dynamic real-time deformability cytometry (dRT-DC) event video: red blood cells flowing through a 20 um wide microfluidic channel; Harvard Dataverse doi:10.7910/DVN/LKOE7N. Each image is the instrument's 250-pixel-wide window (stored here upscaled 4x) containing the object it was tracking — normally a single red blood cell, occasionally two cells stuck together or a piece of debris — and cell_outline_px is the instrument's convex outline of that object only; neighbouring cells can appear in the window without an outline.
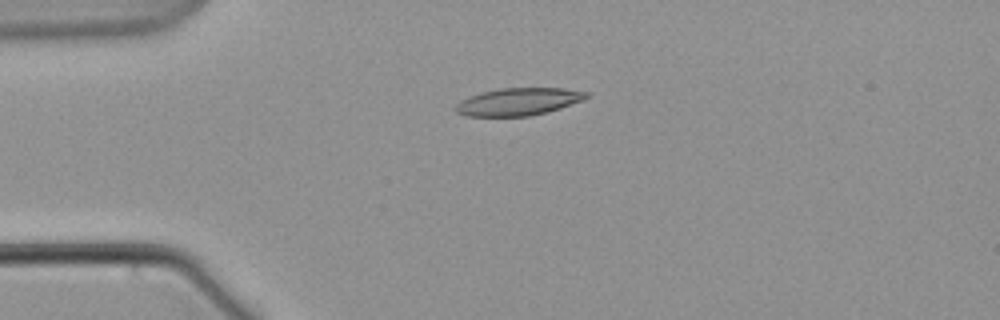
{"species": "common noctule bat (a hibernating species)", "species_latin": "Nyctalus noctula", "temperature_condition": "warm", "stored_images_in_passage": 46, "camera_frame_rate_fps": 3000, "um_per_image_px": 0.085, "animal": {"sex": "male", "body_mass_g": 21.5, "forearm_length_mm": 52.0}, "frame": {"image": 1, "passage_image": 1, "time_ms": 0.0, "image_size_px": [1000, 320], "cell_outline_px": [[588, 96], [580, 100], [560, 108], [548, 112], [528, 116], [468, 116], [456, 112], [456, 104], [460, 100], [468, 96], [500, 88], [564, 88], [588, 92]], "centroid_in_image_um": [44.03, 8.64], "position_along_channel_um": 41.0, "area_um2": 20.69}}
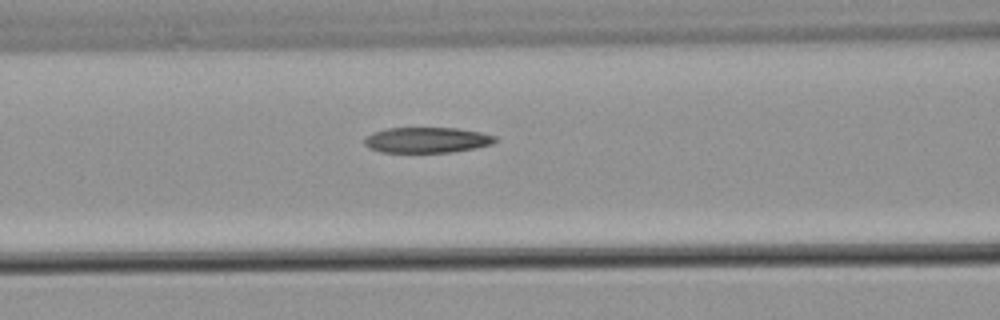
{"frame": {"image": 2, "passage_image": 11, "time_ms": 3.333, "image_size_px": [1000, 320], "cell_outline_px": [[496, 140], [492, 144], [476, 148], [452, 152], [380, 152], [368, 148], [364, 144], [364, 136], [372, 132], [384, 128], [456, 128], [480, 132], [496, 136]], "centroid_in_image_um": [36.23, 11.9], "position_along_channel_um": 130.4, "area_um2": 19.65}}
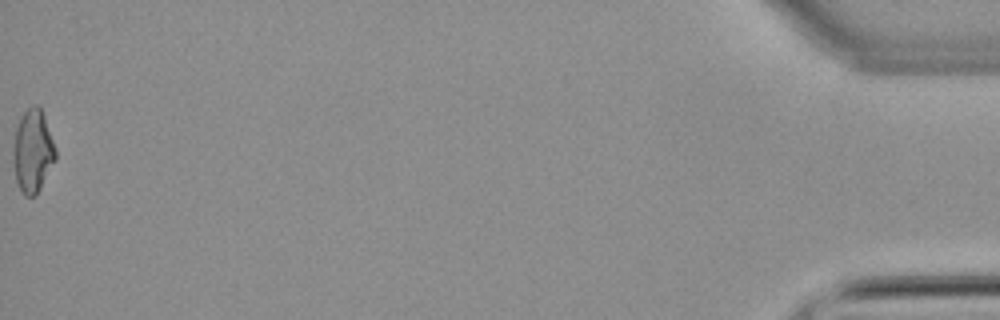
{"frame": {"image": 3, "passage_image": 46, "time_ms": 15.0, "image_size_px": [1000, 320], "cell_outline_px": [[56, 160], [36, 196], [24, 196], [16, 180], [12, 160], [12, 144], [16, 128], [20, 116], [32, 104], [40, 104], [56, 148]], "centroid_in_image_um": [2.78, 12.82], "position_along_channel_um": 432.4, "area_um2": 20.92}}